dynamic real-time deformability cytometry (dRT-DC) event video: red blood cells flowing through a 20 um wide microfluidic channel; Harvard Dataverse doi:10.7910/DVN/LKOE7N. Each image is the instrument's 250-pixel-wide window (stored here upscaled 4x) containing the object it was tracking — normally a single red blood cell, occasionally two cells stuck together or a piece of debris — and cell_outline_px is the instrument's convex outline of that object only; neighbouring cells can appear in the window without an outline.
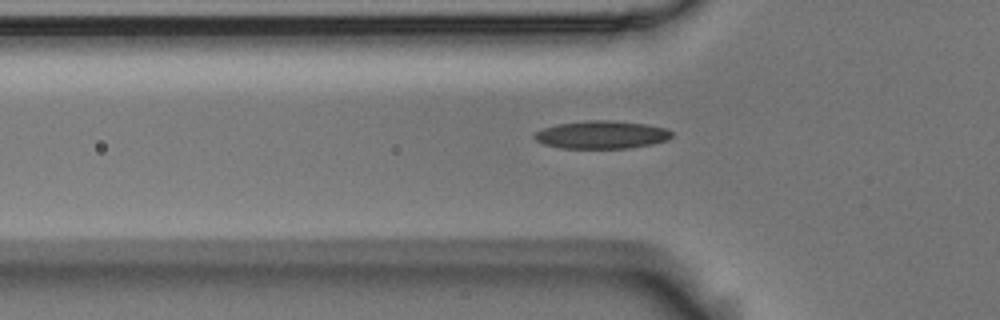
{"species": "Egyptian fruit bat (a non-hibernating species)", "species_latin": "Rousettus aegyptiacus", "temperature_condition": "room temperature", "stored_images_in_passage": 17, "camera_frame_rate_fps": 3000, "um_per_image_px": 0.085, "animal": {"sex": "male"}, "frame": {"image": 1, "passage_image": 7, "time_ms": 2.0, "image_size_px": [1000, 320], "cell_outline_px": [[672, 136], [668, 140], [652, 144], [628, 148], [560, 148], [544, 144], [536, 140], [532, 136], [536, 132], [544, 128], [556, 124], [588, 120], [612, 120], [648, 124], [664, 128], [672, 132]], "centroid_in_image_um": [51.14, 11.45], "position_along_channel_um": 74.7, "area_um2": 22.37}}
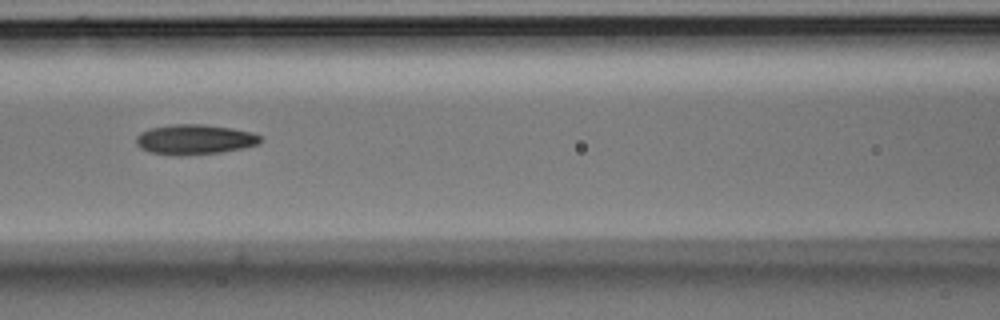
{"frame": {"image": 2, "passage_image": 13, "time_ms": 4.0, "image_size_px": [1000, 320], "cell_outline_px": [[264, 140], [256, 144], [244, 148], [220, 152], [180, 156], [148, 152], [140, 148], [136, 144], [136, 136], [140, 132], [148, 128], [172, 124], [204, 124], [232, 128], [252, 132], [260, 136]], "centroid_in_image_um": [16.51, 11.85], "position_along_channel_um": 150.1, "area_um2": 21.96}}
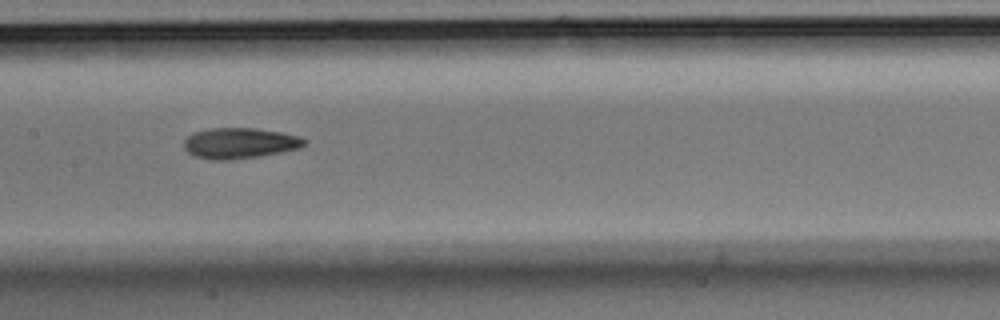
{"frame": {"image": 3, "passage_image": 16, "time_ms": 5.0, "image_size_px": [1000, 320], "cell_outline_px": [[308, 140], [300, 148], [260, 156], [232, 160], [212, 160], [196, 156], [188, 152], [184, 148], [184, 140], [192, 132], [212, 128], [256, 128], [280, 132], [300, 136]], "centroid_in_image_um": [20.37, 12.17], "position_along_channel_um": 187.0, "area_um2": 21.62}}